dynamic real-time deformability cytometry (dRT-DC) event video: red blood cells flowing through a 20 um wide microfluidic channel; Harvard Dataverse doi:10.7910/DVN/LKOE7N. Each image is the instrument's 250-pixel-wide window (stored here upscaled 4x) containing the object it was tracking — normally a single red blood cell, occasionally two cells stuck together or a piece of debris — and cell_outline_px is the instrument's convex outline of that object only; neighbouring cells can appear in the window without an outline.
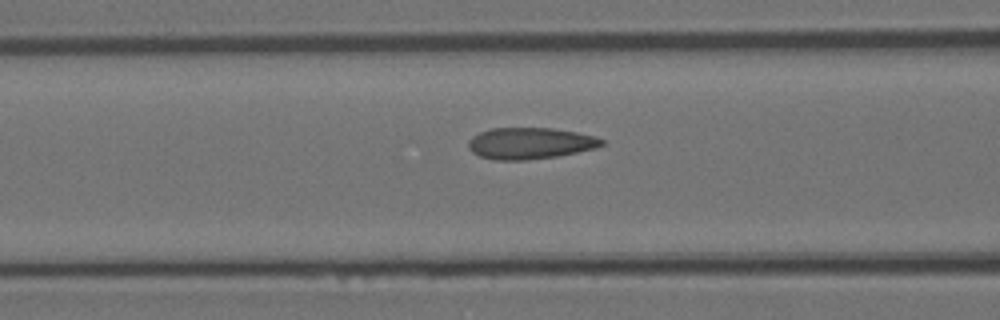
{"species": "Egyptian fruit bat (a non-hibernating species)", "species_latin": "Rousettus aegyptiacus", "temperature_condition": "room temperature", "stored_images_in_passage": 15, "camera_frame_rate_fps": 3000, "um_per_image_px": 0.085, "animal": {"sex": "female"}, "frame": {"image": 1, "passage_image": 13, "time_ms": 4.0, "image_size_px": [1000, 320], "cell_outline_px": [[604, 144], [596, 148], [556, 156], [524, 160], [496, 160], [480, 156], [472, 152], [468, 148], [468, 140], [472, 136], [480, 132], [492, 128], [552, 128], [576, 132], [596, 136], [604, 140]], "centroid_in_image_um": [45.04, 12.17], "position_along_channel_um": 121.6, "area_um2": 24.39}}